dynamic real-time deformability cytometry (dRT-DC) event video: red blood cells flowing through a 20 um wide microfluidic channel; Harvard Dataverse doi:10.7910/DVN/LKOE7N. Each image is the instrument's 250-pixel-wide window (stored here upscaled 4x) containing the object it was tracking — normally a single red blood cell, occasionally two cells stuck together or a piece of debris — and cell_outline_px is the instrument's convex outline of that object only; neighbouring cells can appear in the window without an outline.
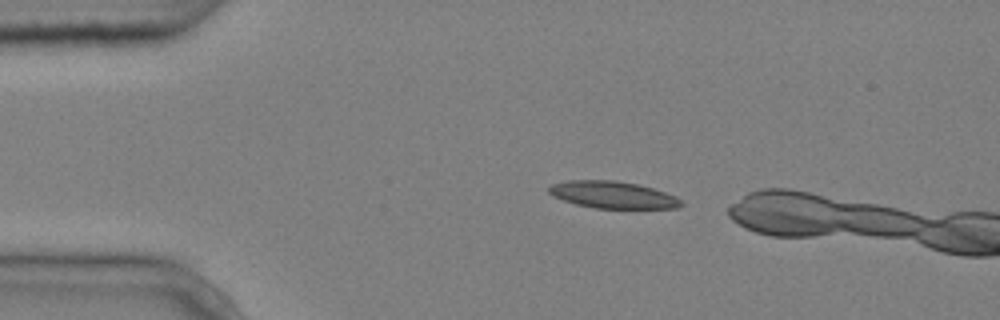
{"species": "common noctule bat (a hibernating species)", "species_latin": "Nyctalus noctula", "temperature_condition": "cold", "stored_images_in_passage": 2, "camera_frame_rate_fps": 3000, "um_per_image_px": 0.085, "animal": {"sex": "male", "body_mass_g": 20.4}, "frame": {"image": 1, "passage_image": 1, "time_ms": 0.0, "image_size_px": [1000, 320], "cell_outline_px": [[684, 204], [676, 208], [596, 208], [576, 204], [552, 196], [548, 192], [548, 188], [552, 184], [568, 180], [616, 180], [636, 184], [652, 188], [676, 196]], "centroid_in_image_um": [52.06, 16.55], "position_along_channel_um": 32.9, "area_um2": 20.69}}